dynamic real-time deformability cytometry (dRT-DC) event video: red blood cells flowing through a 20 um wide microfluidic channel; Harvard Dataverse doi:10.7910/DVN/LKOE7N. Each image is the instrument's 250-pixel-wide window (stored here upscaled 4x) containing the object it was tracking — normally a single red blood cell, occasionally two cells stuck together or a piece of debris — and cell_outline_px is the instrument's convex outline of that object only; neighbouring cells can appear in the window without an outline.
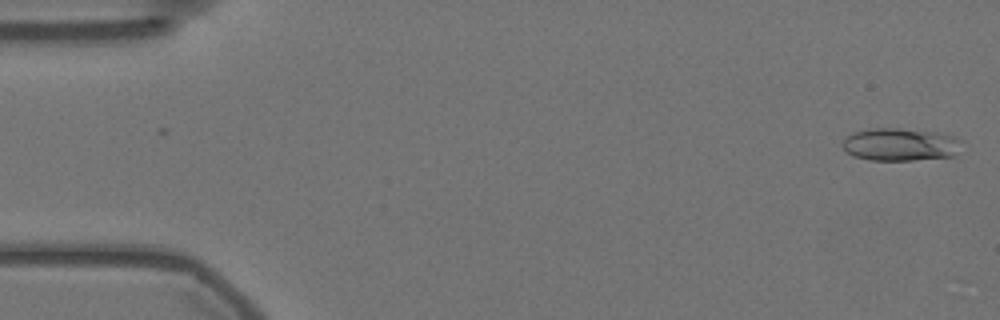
{"species": "Egyptian fruit bat (a non-hibernating species)", "species_latin": "Rousettus aegyptiacus", "temperature_condition": "warm", "stored_images_in_passage": 27, "camera_frame_rate_fps": 3000, "um_per_image_px": 0.085, "animal": {"sex": "female"}, "frame": {"image": 1, "passage_image": 1, "time_ms": 0.0, "image_size_px": [1000, 320], "cell_outline_px": [[964, 140], [956, 156], [912, 160], [868, 160], [852, 156], [840, 144], [844, 136], [852, 132], [876, 128], [900, 128], [936, 132], [956, 136]], "centroid_in_image_um": [76.54, 12.28], "position_along_channel_um": 8.5, "area_um2": 23.24}}
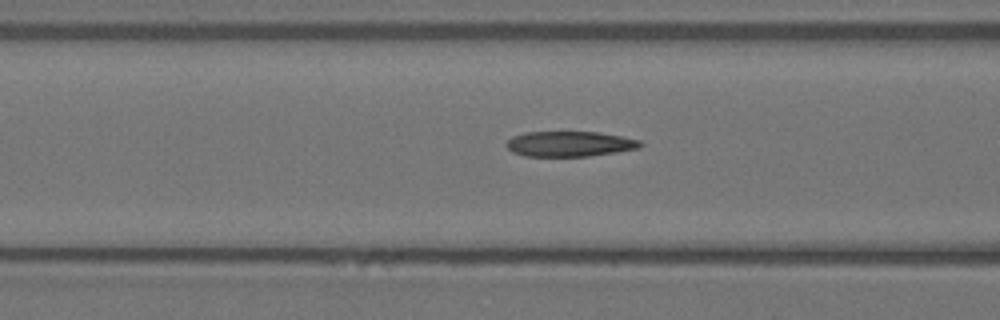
{"frame": {"image": 2, "passage_image": 21, "time_ms": 6.667, "image_size_px": [1000, 320], "cell_outline_px": [[644, 144], [640, 148], [616, 152], [588, 156], [524, 156], [512, 152], [504, 144], [512, 136], [524, 132], [600, 132], [640, 140]], "centroid_in_image_um": [48.41, 12.23], "position_along_channel_um": 118.2, "area_um2": 19.83}}
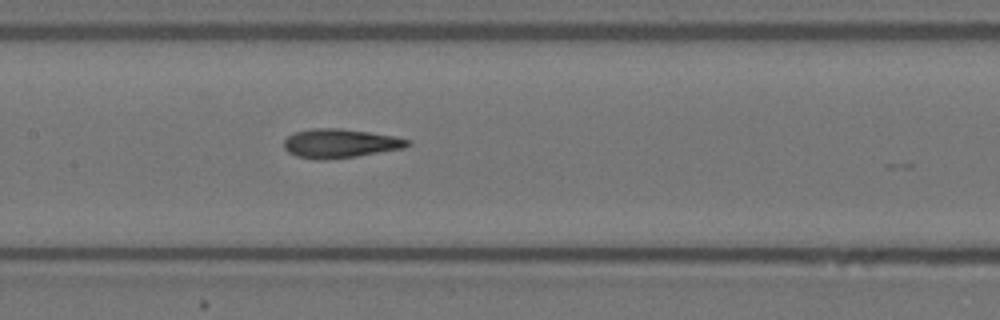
{"frame": {"image": 3, "passage_image": 26, "time_ms": 8.333, "image_size_px": [1000, 320], "cell_outline_px": [[412, 144], [404, 148], [356, 156], [320, 160], [316, 160], [296, 156], [288, 152], [284, 148], [284, 140], [292, 132], [312, 128], [340, 128], [368, 132], [392, 136], [412, 140]], "centroid_in_image_um": [28.88, 12.18], "position_along_channel_um": 178.5, "area_um2": 20.92}}